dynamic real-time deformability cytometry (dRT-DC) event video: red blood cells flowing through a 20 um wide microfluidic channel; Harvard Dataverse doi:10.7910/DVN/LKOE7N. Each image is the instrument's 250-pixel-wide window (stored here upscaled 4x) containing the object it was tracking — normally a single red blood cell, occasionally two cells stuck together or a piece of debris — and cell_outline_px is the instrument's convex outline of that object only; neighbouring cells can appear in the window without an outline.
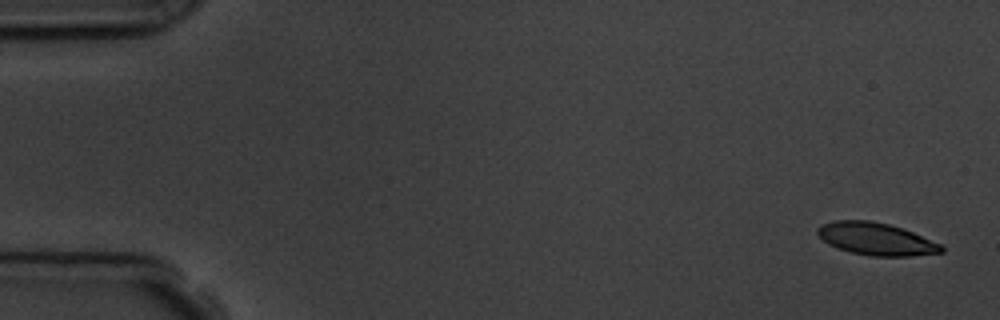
{"species": "common noctule bat (a hibernating species)", "species_latin": "Nyctalus noctula", "temperature_condition": "room temperature", "stored_images_in_passage": 4, "camera_frame_rate_fps": 3000, "um_per_image_px": 0.085, "animal": {"sex": "male", "body_mass_g": 19.5, "forearm_length_mm": 54.6}, "frame": {"image": 1, "passage_image": 1, "time_ms": 0.0, "image_size_px": [1000, 320], "cell_outline_px": [[944, 252], [908, 256], [872, 256], [852, 252], [836, 248], [828, 244], [816, 232], [816, 228], [820, 224], [832, 220], [868, 220], [888, 224], [912, 232], [940, 244], [944, 248]], "centroid_in_image_um": [74.41, 20.3], "position_along_channel_um": 10.6, "area_um2": 23.24}}
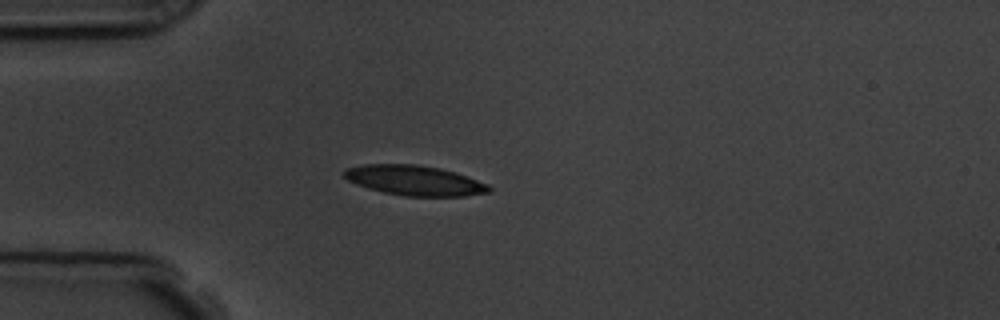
{"frame": {"image": 2, "passage_image": 4, "time_ms": 4.333, "image_size_px": [1000, 320], "cell_outline_px": [[492, 188], [488, 192], [464, 196], [404, 196], [384, 192], [368, 188], [356, 184], [348, 180], [340, 172], [344, 168], [364, 164], [416, 164], [440, 168], [456, 172], [488, 184]], "centroid_in_image_um": [35.2, 15.32], "position_along_channel_um": 49.8, "area_um2": 25.43}}